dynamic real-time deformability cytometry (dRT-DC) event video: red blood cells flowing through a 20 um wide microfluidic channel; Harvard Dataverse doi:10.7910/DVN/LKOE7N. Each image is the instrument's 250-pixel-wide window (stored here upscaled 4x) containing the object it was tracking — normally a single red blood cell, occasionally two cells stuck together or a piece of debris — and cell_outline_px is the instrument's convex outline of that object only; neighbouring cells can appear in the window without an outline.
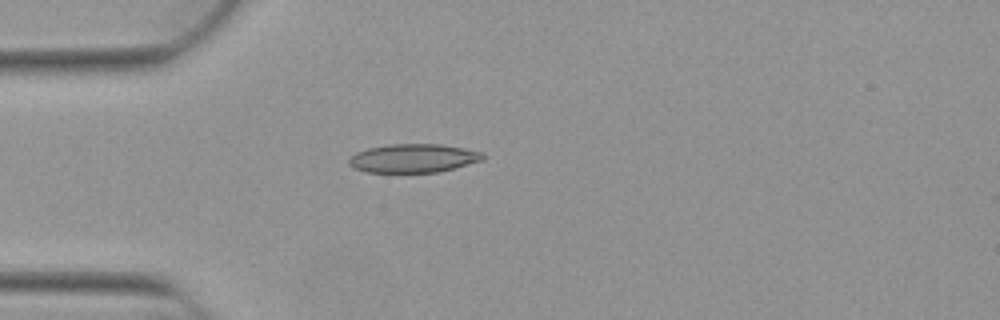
{"species": "Egyptian fruit bat (a non-hibernating species)", "species_latin": "Rousettus aegyptiacus", "temperature_condition": "warm", "stored_images_in_passage": 39, "camera_frame_rate_fps": 3000, "um_per_image_px": 0.085, "animal": {"sex": "female"}, "frame": {"image": 1, "passage_image": 1, "time_ms": 0.0, "image_size_px": [1000, 320], "cell_outline_px": [[484, 160], [456, 168], [440, 172], [368, 172], [352, 168], [348, 164], [348, 160], [356, 152], [368, 148], [388, 144], [440, 144], [464, 148], [484, 152]], "centroid_in_image_um": [35.16, 13.45], "position_along_channel_um": 49.8, "area_um2": 22.54}}
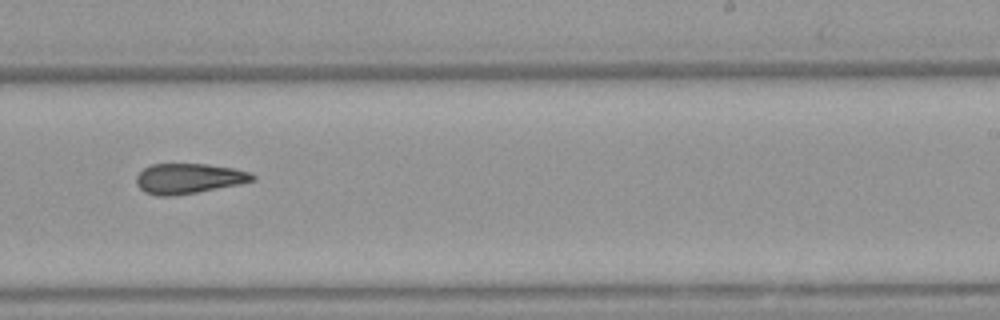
{"frame": {"image": 2, "passage_image": 19, "time_ms": 6.0, "image_size_px": [1000, 320], "cell_outline_px": [[256, 180], [240, 184], [196, 192], [172, 196], [156, 196], [144, 192], [136, 184], [136, 176], [144, 168], [152, 164], [208, 164], [232, 168], [248, 172], [256, 176]], "centroid_in_image_um": [16.02, 15.18], "position_along_channel_um": 273.0, "area_um2": 20.4}}
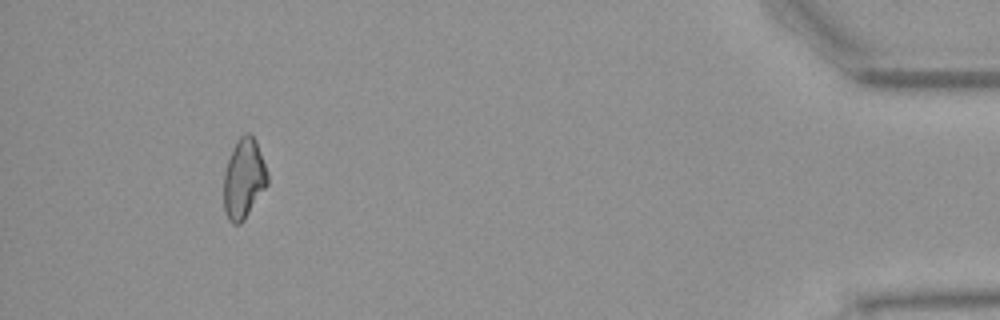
{"frame": {"image": 3, "passage_image": 35, "time_ms": 11.333, "image_size_px": [1000, 320], "cell_outline_px": [[268, 184], [244, 220], [240, 224], [232, 224], [228, 220], [224, 208], [224, 172], [228, 160], [236, 140], [244, 132], [248, 132], [256, 140], [268, 172]], "centroid_in_image_um": [20.72, 15.18], "position_along_channel_um": 414.5, "area_um2": 20.46}, "authors_computed_cell_mechanics": {"area_um2": 20.808, "velocity_mm_per_s": 3.9143, "shape_relaxation_time_tau1_ms": null, "shape_relaxation_time_tau2_ms": 8.0536, "deformation_change_tau1": null, "deformation_change_tau2": 0.1734}}